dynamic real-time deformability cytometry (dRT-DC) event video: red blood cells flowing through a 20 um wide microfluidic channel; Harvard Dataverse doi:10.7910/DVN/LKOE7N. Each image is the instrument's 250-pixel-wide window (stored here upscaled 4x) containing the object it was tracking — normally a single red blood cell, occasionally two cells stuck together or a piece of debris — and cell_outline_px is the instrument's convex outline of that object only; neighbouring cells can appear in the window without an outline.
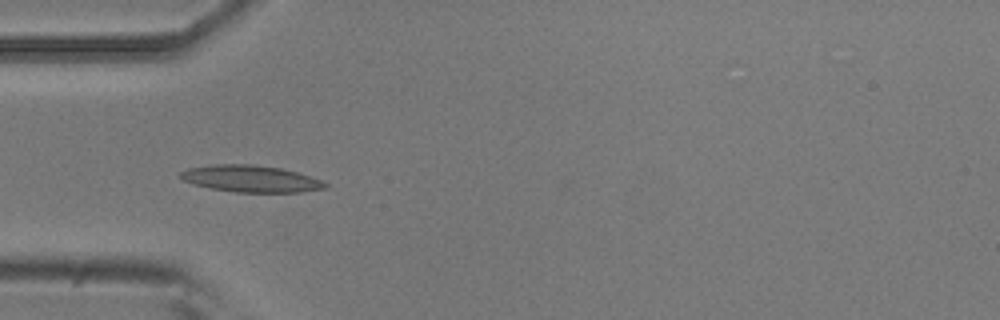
{"species": "common noctule bat (a hibernating species)", "species_latin": "Nyctalus noctula", "temperature_condition": "room temperature", "stored_images_in_passage": 6, "camera_frame_rate_fps": 3000, "um_per_image_px": 0.085, "animal": {"sex": "male", "body_mass_g": 20.5, "forearm_length_mm": 52.5}, "frame": {"image": 1, "passage_image": 5, "time_ms": 5.333, "image_size_px": [1000, 320], "cell_outline_px": [[328, 188], [300, 192], [236, 192], [212, 188], [192, 184], [176, 176], [180, 172], [188, 168], [212, 164], [252, 164], [280, 168], [296, 172], [320, 180], [328, 184]], "centroid_in_image_um": [21.27, 15.19], "position_along_channel_um": 63.7, "area_um2": 22.54}}
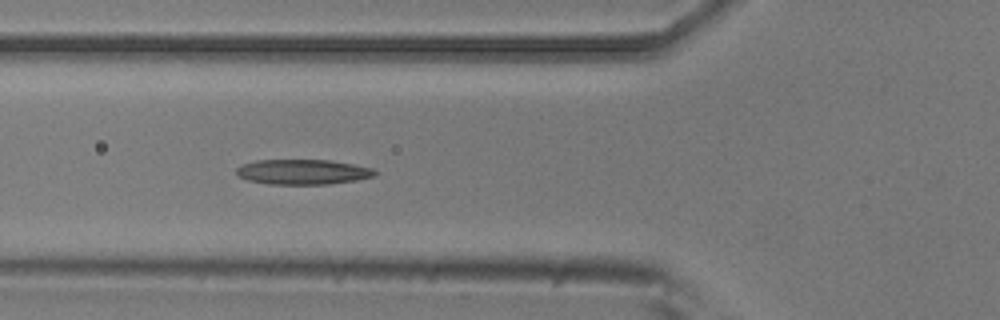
{"frame": {"image": 2, "passage_image": 6, "time_ms": 6.333, "image_size_px": [1000, 320], "cell_outline_px": [[376, 176], [356, 180], [328, 184], [268, 184], [248, 180], [240, 176], [236, 172], [236, 168], [244, 164], [256, 160], [328, 160], [352, 164], [372, 168], [376, 172]], "centroid_in_image_um": [25.74, 14.61], "position_along_channel_um": 100.1, "area_um2": 20.06}}